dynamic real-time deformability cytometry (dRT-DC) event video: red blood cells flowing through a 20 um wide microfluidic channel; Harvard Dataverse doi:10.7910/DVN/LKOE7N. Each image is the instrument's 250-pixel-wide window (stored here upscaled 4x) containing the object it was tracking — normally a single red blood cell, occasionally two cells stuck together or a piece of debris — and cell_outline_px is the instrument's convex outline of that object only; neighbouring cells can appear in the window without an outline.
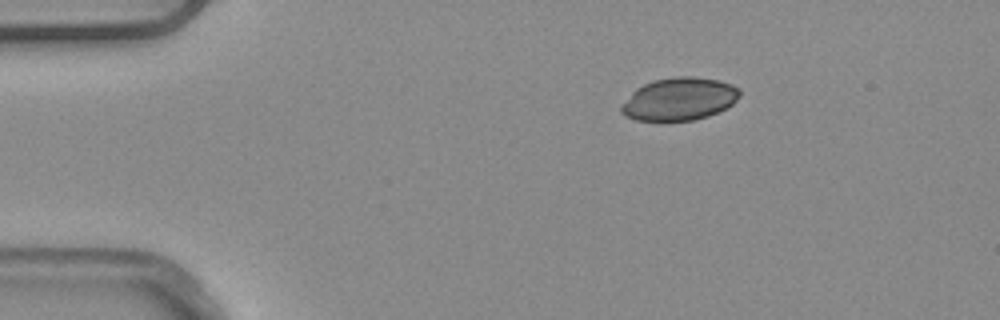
{"species": "common noctule bat (a hibernating species)", "species_latin": "Nyctalus noctula", "temperature_condition": "warm", "stored_images_in_passage": 3, "camera_frame_rate_fps": 3000, "um_per_image_px": 0.085, "animal": {"sex": "male", "body_mass_g": 20.4}, "frame": {"image": 1, "passage_image": 1, "time_ms": 0.0, "image_size_px": [1000, 320], "cell_outline_px": [[740, 96], [728, 108], [708, 116], [692, 120], [636, 120], [624, 116], [620, 112], [620, 108], [632, 92], [636, 88], [652, 80], [676, 76], [692, 76], [720, 80], [732, 84], [740, 88]], "centroid_in_image_um": [57.76, 8.4], "position_along_channel_um": 27.2, "area_um2": 29.59}}
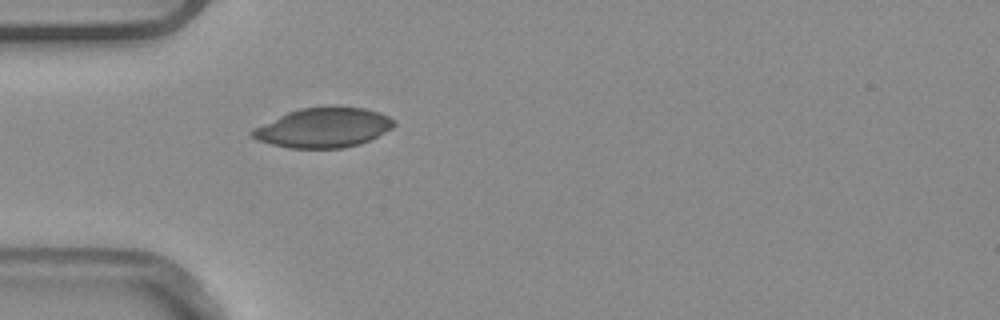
{"frame": {"image": 2, "passage_image": 3, "time_ms": 0.667, "image_size_px": [1000, 320], "cell_outline_px": [[396, 124], [392, 128], [360, 144], [344, 148], [288, 148], [256, 140], [248, 132], [252, 128], [288, 112], [300, 108], [332, 104], [364, 108], [380, 112], [396, 120]], "centroid_in_image_um": [27.49, 10.82], "position_along_channel_um": 57.5, "area_um2": 33.35}}